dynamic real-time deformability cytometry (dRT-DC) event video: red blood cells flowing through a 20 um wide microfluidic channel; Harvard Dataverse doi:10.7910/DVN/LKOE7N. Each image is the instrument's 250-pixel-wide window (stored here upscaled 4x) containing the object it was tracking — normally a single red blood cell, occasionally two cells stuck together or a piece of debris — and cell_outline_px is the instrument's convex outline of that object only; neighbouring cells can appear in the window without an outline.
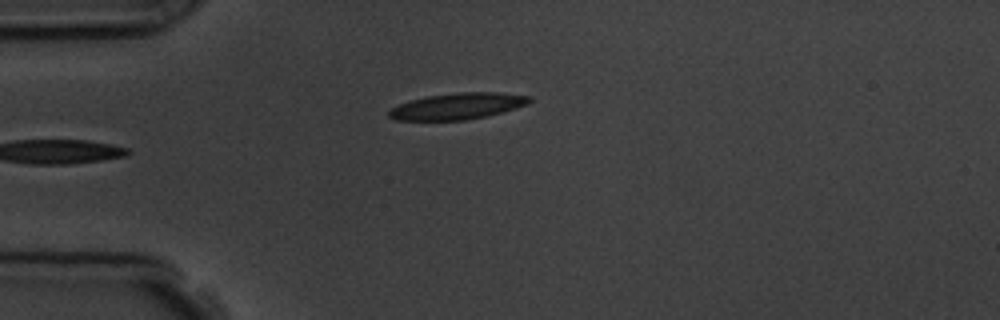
{"species": "common noctule bat (a hibernating species)", "species_latin": "Nyctalus noctula", "temperature_condition": "room temperature", "stored_images_in_passage": 4, "camera_frame_rate_fps": 3000, "um_per_image_px": 0.085, "animal": {"sex": "male", "body_mass_g": 19.5, "forearm_length_mm": 54.6}, "frame": {"image": 1, "passage_image": 3, "time_ms": 3.0, "image_size_px": [1000, 320], "cell_outline_px": [[532, 100], [528, 104], [504, 112], [464, 120], [396, 120], [388, 116], [388, 112], [392, 108], [408, 100], [428, 96], [460, 92], [500, 92], [532, 96]], "centroid_in_image_um": [38.93, 9.01], "position_along_channel_um": 46.1, "area_um2": 21.56}}